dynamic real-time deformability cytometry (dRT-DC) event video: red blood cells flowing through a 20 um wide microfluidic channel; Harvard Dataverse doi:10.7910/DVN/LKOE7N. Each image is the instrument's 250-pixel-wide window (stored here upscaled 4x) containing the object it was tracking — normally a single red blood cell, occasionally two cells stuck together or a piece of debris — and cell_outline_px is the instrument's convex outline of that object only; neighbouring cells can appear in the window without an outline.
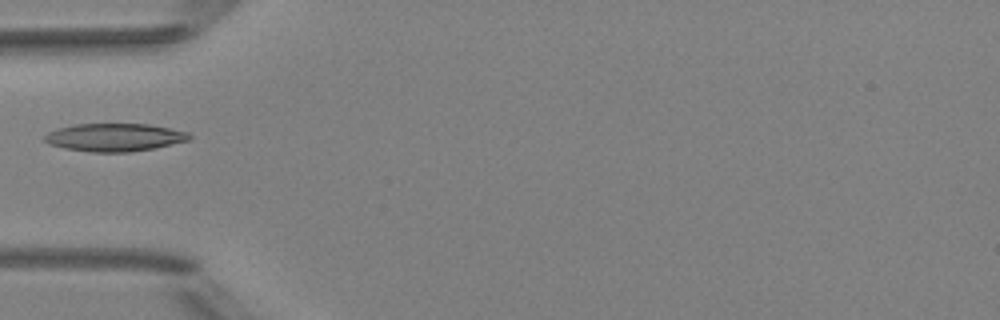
{"species": "Egyptian fruit bat (a non-hibernating species)", "species_latin": "Rousettus aegyptiacus", "temperature_condition": "room temperature", "stored_images_in_passage": 3, "camera_frame_rate_fps": 3000, "um_per_image_px": 0.085, "animal": {"sex": "female"}, "frame": {"image": 1, "passage_image": 2, "time_ms": 1.333, "image_size_px": [1000, 320], "cell_outline_px": [[192, 136], [188, 140], [152, 148], [128, 152], [92, 152], [64, 148], [48, 144], [44, 140], [44, 136], [48, 132], [56, 128], [76, 124], [148, 124], [188, 132]], "centroid_in_image_um": [9.68, 11.67], "position_along_channel_um": 75.3, "area_um2": 23.35}}
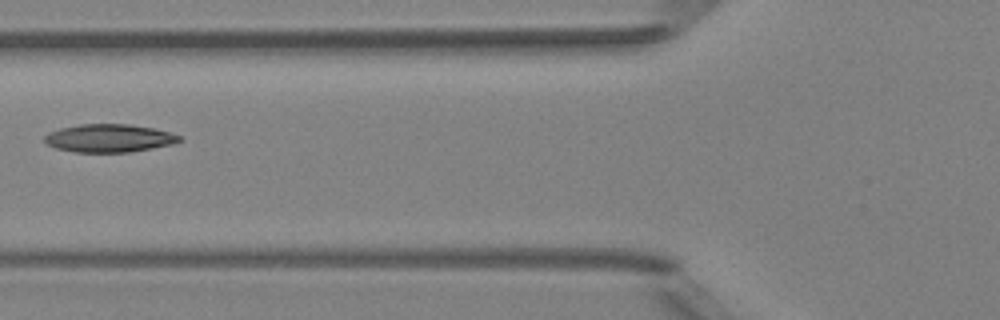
{"frame": {"image": 2, "passage_image": 3, "time_ms": 2.333, "image_size_px": [1000, 320], "cell_outline_px": [[184, 140], [172, 144], [152, 148], [128, 152], [76, 152], [56, 148], [48, 144], [44, 140], [44, 136], [48, 132], [60, 128], [80, 124], [132, 124], [152, 128], [168, 132], [180, 136]], "centroid_in_image_um": [9.27, 11.74], "position_along_channel_um": 116.5, "area_um2": 21.96}}